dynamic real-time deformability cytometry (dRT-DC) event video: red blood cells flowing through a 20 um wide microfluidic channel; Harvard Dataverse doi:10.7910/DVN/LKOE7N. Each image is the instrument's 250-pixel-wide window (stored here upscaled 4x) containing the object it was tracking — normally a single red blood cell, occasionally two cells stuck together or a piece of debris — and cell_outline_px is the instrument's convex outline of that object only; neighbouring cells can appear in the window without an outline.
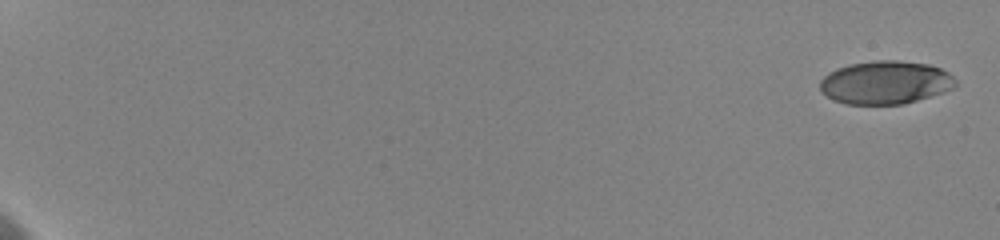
{"species": "human", "species_latin": "Homo sapiens", "temperature_condition": "cold", "stored_images_in_passage": 18, "camera_frame_rate_fps": 3000, "um_per_image_px": 0.085, "donor": {"sex": "female"}, "frame": {"image": 1, "passage_image": 1, "time_ms": 0.0, "image_size_px": [1000, 240], "cell_outline_px": [[956, 88], [944, 92], [904, 104], [848, 104], [832, 100], [820, 92], [820, 80], [828, 72], [836, 68], [848, 64], [876, 60], [896, 60], [928, 64], [940, 68], [948, 72], [956, 80]], "centroid_in_image_um": [75.24, 7.01], "position_along_channel_um": 9.8, "area_um2": 34.45}}